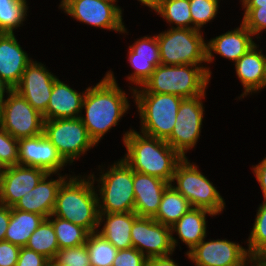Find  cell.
Returning <instances> with one entry per match:
<instances>
[{"label": "cell", "instance_id": "6da1fadb", "mask_svg": "<svg viewBox=\"0 0 266 266\" xmlns=\"http://www.w3.org/2000/svg\"><path fill=\"white\" fill-rule=\"evenodd\" d=\"M129 106L126 94L118 87L112 72H107L103 80L86 89L82 104L86 114L80 119L95 144L117 125Z\"/></svg>", "mask_w": 266, "mask_h": 266}, {"label": "cell", "instance_id": "7a4b0ae2", "mask_svg": "<svg viewBox=\"0 0 266 266\" xmlns=\"http://www.w3.org/2000/svg\"><path fill=\"white\" fill-rule=\"evenodd\" d=\"M127 154L123 160L134 170L172 183L177 164L183 157L165 140L127 131L123 137Z\"/></svg>", "mask_w": 266, "mask_h": 266}, {"label": "cell", "instance_id": "3957f363", "mask_svg": "<svg viewBox=\"0 0 266 266\" xmlns=\"http://www.w3.org/2000/svg\"><path fill=\"white\" fill-rule=\"evenodd\" d=\"M78 177L70 176L69 181L62 182L53 213L48 218L56 216L94 233L99 227L98 195L93 186L95 177L93 174L87 179Z\"/></svg>", "mask_w": 266, "mask_h": 266}, {"label": "cell", "instance_id": "277c9868", "mask_svg": "<svg viewBox=\"0 0 266 266\" xmlns=\"http://www.w3.org/2000/svg\"><path fill=\"white\" fill-rule=\"evenodd\" d=\"M211 77L209 68L192 64L158 65L143 87L133 93L174 94L182 98L205 95Z\"/></svg>", "mask_w": 266, "mask_h": 266}, {"label": "cell", "instance_id": "5b68a950", "mask_svg": "<svg viewBox=\"0 0 266 266\" xmlns=\"http://www.w3.org/2000/svg\"><path fill=\"white\" fill-rule=\"evenodd\" d=\"M141 118V132L147 136L166 140L174 128L181 101L174 94L133 93Z\"/></svg>", "mask_w": 266, "mask_h": 266}, {"label": "cell", "instance_id": "8992f818", "mask_svg": "<svg viewBox=\"0 0 266 266\" xmlns=\"http://www.w3.org/2000/svg\"><path fill=\"white\" fill-rule=\"evenodd\" d=\"M162 65H199L207 62L206 43L198 29L175 28L157 35Z\"/></svg>", "mask_w": 266, "mask_h": 266}, {"label": "cell", "instance_id": "52a82bcc", "mask_svg": "<svg viewBox=\"0 0 266 266\" xmlns=\"http://www.w3.org/2000/svg\"><path fill=\"white\" fill-rule=\"evenodd\" d=\"M97 181L102 184L98 190L100 194H97L100 195L99 213L134 212L133 169L123 159L102 173Z\"/></svg>", "mask_w": 266, "mask_h": 266}, {"label": "cell", "instance_id": "ba28073f", "mask_svg": "<svg viewBox=\"0 0 266 266\" xmlns=\"http://www.w3.org/2000/svg\"><path fill=\"white\" fill-rule=\"evenodd\" d=\"M195 164L183 158L176 166L172 182L173 186L191 204L192 208L209 210L214 215H219L225 208V203L214 185L205 177Z\"/></svg>", "mask_w": 266, "mask_h": 266}, {"label": "cell", "instance_id": "9c48e42d", "mask_svg": "<svg viewBox=\"0 0 266 266\" xmlns=\"http://www.w3.org/2000/svg\"><path fill=\"white\" fill-rule=\"evenodd\" d=\"M43 134L66 163H72L96 145L80 117L44 120Z\"/></svg>", "mask_w": 266, "mask_h": 266}, {"label": "cell", "instance_id": "30bf717a", "mask_svg": "<svg viewBox=\"0 0 266 266\" xmlns=\"http://www.w3.org/2000/svg\"><path fill=\"white\" fill-rule=\"evenodd\" d=\"M42 114L12 89L0 107V126L17 140L43 133Z\"/></svg>", "mask_w": 266, "mask_h": 266}, {"label": "cell", "instance_id": "8fae6325", "mask_svg": "<svg viewBox=\"0 0 266 266\" xmlns=\"http://www.w3.org/2000/svg\"><path fill=\"white\" fill-rule=\"evenodd\" d=\"M115 0H61L60 8L82 23L126 33L122 10Z\"/></svg>", "mask_w": 266, "mask_h": 266}, {"label": "cell", "instance_id": "7c38bea8", "mask_svg": "<svg viewBox=\"0 0 266 266\" xmlns=\"http://www.w3.org/2000/svg\"><path fill=\"white\" fill-rule=\"evenodd\" d=\"M133 247L147 259L172 255L177 245L171 227L157 222L154 218L138 216L131 229Z\"/></svg>", "mask_w": 266, "mask_h": 266}, {"label": "cell", "instance_id": "4fadbf2b", "mask_svg": "<svg viewBox=\"0 0 266 266\" xmlns=\"http://www.w3.org/2000/svg\"><path fill=\"white\" fill-rule=\"evenodd\" d=\"M205 95L184 98L178 109L175 126L171 135L165 140L183 158L185 151L193 148L200 136L203 121V103Z\"/></svg>", "mask_w": 266, "mask_h": 266}, {"label": "cell", "instance_id": "5bb4252c", "mask_svg": "<svg viewBox=\"0 0 266 266\" xmlns=\"http://www.w3.org/2000/svg\"><path fill=\"white\" fill-rule=\"evenodd\" d=\"M186 255L196 266H247L250 259L247 249L227 239H203Z\"/></svg>", "mask_w": 266, "mask_h": 266}, {"label": "cell", "instance_id": "9a60e30c", "mask_svg": "<svg viewBox=\"0 0 266 266\" xmlns=\"http://www.w3.org/2000/svg\"><path fill=\"white\" fill-rule=\"evenodd\" d=\"M43 65L31 61L23 72L19 84L14 88L42 115L47 110L53 84L57 78Z\"/></svg>", "mask_w": 266, "mask_h": 266}, {"label": "cell", "instance_id": "2e32d148", "mask_svg": "<svg viewBox=\"0 0 266 266\" xmlns=\"http://www.w3.org/2000/svg\"><path fill=\"white\" fill-rule=\"evenodd\" d=\"M48 174L45 170L23 165L2 168L0 171V203L13 207Z\"/></svg>", "mask_w": 266, "mask_h": 266}, {"label": "cell", "instance_id": "e0dca14e", "mask_svg": "<svg viewBox=\"0 0 266 266\" xmlns=\"http://www.w3.org/2000/svg\"><path fill=\"white\" fill-rule=\"evenodd\" d=\"M18 151L19 165L40 168L52 174L67 165L43 133L36 137L19 139Z\"/></svg>", "mask_w": 266, "mask_h": 266}, {"label": "cell", "instance_id": "ac0fdd59", "mask_svg": "<svg viewBox=\"0 0 266 266\" xmlns=\"http://www.w3.org/2000/svg\"><path fill=\"white\" fill-rule=\"evenodd\" d=\"M169 185L165 180L133 170L134 212L141 217L153 218Z\"/></svg>", "mask_w": 266, "mask_h": 266}, {"label": "cell", "instance_id": "d6986e66", "mask_svg": "<svg viewBox=\"0 0 266 266\" xmlns=\"http://www.w3.org/2000/svg\"><path fill=\"white\" fill-rule=\"evenodd\" d=\"M128 53L129 63L134 68V73L127 78L142 87L156 67L161 64L157 36L142 37L129 46Z\"/></svg>", "mask_w": 266, "mask_h": 266}, {"label": "cell", "instance_id": "ffe728a7", "mask_svg": "<svg viewBox=\"0 0 266 266\" xmlns=\"http://www.w3.org/2000/svg\"><path fill=\"white\" fill-rule=\"evenodd\" d=\"M32 61L17 42L14 33H0V77L14 89Z\"/></svg>", "mask_w": 266, "mask_h": 266}, {"label": "cell", "instance_id": "44dd1931", "mask_svg": "<svg viewBox=\"0 0 266 266\" xmlns=\"http://www.w3.org/2000/svg\"><path fill=\"white\" fill-rule=\"evenodd\" d=\"M50 175L52 173L46 174L35 188L20 198L13 208L42 215L45 219L51 216L58 189L67 177L60 175L57 180L47 181Z\"/></svg>", "mask_w": 266, "mask_h": 266}, {"label": "cell", "instance_id": "7402d4cb", "mask_svg": "<svg viewBox=\"0 0 266 266\" xmlns=\"http://www.w3.org/2000/svg\"><path fill=\"white\" fill-rule=\"evenodd\" d=\"M85 92L78 93L69 85L55 79L46 112L42 115L44 120L67 119L80 117Z\"/></svg>", "mask_w": 266, "mask_h": 266}, {"label": "cell", "instance_id": "603a6c76", "mask_svg": "<svg viewBox=\"0 0 266 266\" xmlns=\"http://www.w3.org/2000/svg\"><path fill=\"white\" fill-rule=\"evenodd\" d=\"M252 36L253 34L241 23L239 28L211 39L206 43L207 63L213 61L212 51L236 62L255 45Z\"/></svg>", "mask_w": 266, "mask_h": 266}, {"label": "cell", "instance_id": "cb8c5ba5", "mask_svg": "<svg viewBox=\"0 0 266 266\" xmlns=\"http://www.w3.org/2000/svg\"><path fill=\"white\" fill-rule=\"evenodd\" d=\"M257 48L255 44L235 62L236 74L244 86L240 97L266 87L264 54Z\"/></svg>", "mask_w": 266, "mask_h": 266}, {"label": "cell", "instance_id": "d4e9b609", "mask_svg": "<svg viewBox=\"0 0 266 266\" xmlns=\"http://www.w3.org/2000/svg\"><path fill=\"white\" fill-rule=\"evenodd\" d=\"M103 217L106 221L101 231L97 232L118 250L133 247L131 229L138 215L135 212L99 213V227L104 219Z\"/></svg>", "mask_w": 266, "mask_h": 266}, {"label": "cell", "instance_id": "484cf974", "mask_svg": "<svg viewBox=\"0 0 266 266\" xmlns=\"http://www.w3.org/2000/svg\"><path fill=\"white\" fill-rule=\"evenodd\" d=\"M206 214L214 216L212 212L202 208H191L175 224L171 232H176L190 252L206 237Z\"/></svg>", "mask_w": 266, "mask_h": 266}, {"label": "cell", "instance_id": "4316f807", "mask_svg": "<svg viewBox=\"0 0 266 266\" xmlns=\"http://www.w3.org/2000/svg\"><path fill=\"white\" fill-rule=\"evenodd\" d=\"M45 218L42 215L25 212L11 207V218L5 235V241L25 247L32 233Z\"/></svg>", "mask_w": 266, "mask_h": 266}, {"label": "cell", "instance_id": "83f0119b", "mask_svg": "<svg viewBox=\"0 0 266 266\" xmlns=\"http://www.w3.org/2000/svg\"><path fill=\"white\" fill-rule=\"evenodd\" d=\"M191 208L190 202L170 184L165 189L157 214L153 218L171 227Z\"/></svg>", "mask_w": 266, "mask_h": 266}, {"label": "cell", "instance_id": "f1b7e54d", "mask_svg": "<svg viewBox=\"0 0 266 266\" xmlns=\"http://www.w3.org/2000/svg\"><path fill=\"white\" fill-rule=\"evenodd\" d=\"M25 247L42 254L49 260L54 259L56 252L59 250V245L50 218L42 221L30 236Z\"/></svg>", "mask_w": 266, "mask_h": 266}, {"label": "cell", "instance_id": "f546056e", "mask_svg": "<svg viewBox=\"0 0 266 266\" xmlns=\"http://www.w3.org/2000/svg\"><path fill=\"white\" fill-rule=\"evenodd\" d=\"M50 221L56 234L59 249L75 247L86 243L90 233L85 228L56 216L55 219H50Z\"/></svg>", "mask_w": 266, "mask_h": 266}, {"label": "cell", "instance_id": "4dcf8cb0", "mask_svg": "<svg viewBox=\"0 0 266 266\" xmlns=\"http://www.w3.org/2000/svg\"><path fill=\"white\" fill-rule=\"evenodd\" d=\"M167 22L176 24V28L194 29L192 24L189 0H160L154 10Z\"/></svg>", "mask_w": 266, "mask_h": 266}, {"label": "cell", "instance_id": "1f68e13d", "mask_svg": "<svg viewBox=\"0 0 266 266\" xmlns=\"http://www.w3.org/2000/svg\"><path fill=\"white\" fill-rule=\"evenodd\" d=\"M91 266H112L118 249L98 232L90 233L86 241Z\"/></svg>", "mask_w": 266, "mask_h": 266}, {"label": "cell", "instance_id": "d6a6232c", "mask_svg": "<svg viewBox=\"0 0 266 266\" xmlns=\"http://www.w3.org/2000/svg\"><path fill=\"white\" fill-rule=\"evenodd\" d=\"M26 0H0V33L13 34L27 16Z\"/></svg>", "mask_w": 266, "mask_h": 266}, {"label": "cell", "instance_id": "836d02e7", "mask_svg": "<svg viewBox=\"0 0 266 266\" xmlns=\"http://www.w3.org/2000/svg\"><path fill=\"white\" fill-rule=\"evenodd\" d=\"M247 251L250 257H266V198L258 208Z\"/></svg>", "mask_w": 266, "mask_h": 266}, {"label": "cell", "instance_id": "e575fe53", "mask_svg": "<svg viewBox=\"0 0 266 266\" xmlns=\"http://www.w3.org/2000/svg\"><path fill=\"white\" fill-rule=\"evenodd\" d=\"M52 261L56 266H91L86 244L59 249Z\"/></svg>", "mask_w": 266, "mask_h": 266}, {"label": "cell", "instance_id": "d590c367", "mask_svg": "<svg viewBox=\"0 0 266 266\" xmlns=\"http://www.w3.org/2000/svg\"><path fill=\"white\" fill-rule=\"evenodd\" d=\"M219 0H189L192 24L194 29L200 28L213 20L218 12Z\"/></svg>", "mask_w": 266, "mask_h": 266}, {"label": "cell", "instance_id": "8d00e7d4", "mask_svg": "<svg viewBox=\"0 0 266 266\" xmlns=\"http://www.w3.org/2000/svg\"><path fill=\"white\" fill-rule=\"evenodd\" d=\"M19 165L18 140L0 126V168Z\"/></svg>", "mask_w": 266, "mask_h": 266}, {"label": "cell", "instance_id": "74e56055", "mask_svg": "<svg viewBox=\"0 0 266 266\" xmlns=\"http://www.w3.org/2000/svg\"><path fill=\"white\" fill-rule=\"evenodd\" d=\"M245 8L242 23L254 35L266 29V5Z\"/></svg>", "mask_w": 266, "mask_h": 266}, {"label": "cell", "instance_id": "f35d334b", "mask_svg": "<svg viewBox=\"0 0 266 266\" xmlns=\"http://www.w3.org/2000/svg\"><path fill=\"white\" fill-rule=\"evenodd\" d=\"M147 258L136 248L118 250L112 266H147Z\"/></svg>", "mask_w": 266, "mask_h": 266}, {"label": "cell", "instance_id": "ab89813d", "mask_svg": "<svg viewBox=\"0 0 266 266\" xmlns=\"http://www.w3.org/2000/svg\"><path fill=\"white\" fill-rule=\"evenodd\" d=\"M48 261L49 259L42 254L26 247H21L16 266H44Z\"/></svg>", "mask_w": 266, "mask_h": 266}, {"label": "cell", "instance_id": "60d3db41", "mask_svg": "<svg viewBox=\"0 0 266 266\" xmlns=\"http://www.w3.org/2000/svg\"><path fill=\"white\" fill-rule=\"evenodd\" d=\"M20 247L8 241H0V266H16Z\"/></svg>", "mask_w": 266, "mask_h": 266}, {"label": "cell", "instance_id": "b9f144b4", "mask_svg": "<svg viewBox=\"0 0 266 266\" xmlns=\"http://www.w3.org/2000/svg\"><path fill=\"white\" fill-rule=\"evenodd\" d=\"M11 218V207L0 203V241L5 240L6 231Z\"/></svg>", "mask_w": 266, "mask_h": 266}, {"label": "cell", "instance_id": "7bdbcfd3", "mask_svg": "<svg viewBox=\"0 0 266 266\" xmlns=\"http://www.w3.org/2000/svg\"><path fill=\"white\" fill-rule=\"evenodd\" d=\"M256 179L263 191L264 199L266 198V157L256 166L253 167Z\"/></svg>", "mask_w": 266, "mask_h": 266}, {"label": "cell", "instance_id": "ee69618b", "mask_svg": "<svg viewBox=\"0 0 266 266\" xmlns=\"http://www.w3.org/2000/svg\"><path fill=\"white\" fill-rule=\"evenodd\" d=\"M147 266H179L170 258V255L152 257L147 260Z\"/></svg>", "mask_w": 266, "mask_h": 266}, {"label": "cell", "instance_id": "f6af8a7d", "mask_svg": "<svg viewBox=\"0 0 266 266\" xmlns=\"http://www.w3.org/2000/svg\"><path fill=\"white\" fill-rule=\"evenodd\" d=\"M12 90V88L0 77V107L4 102V93L7 94Z\"/></svg>", "mask_w": 266, "mask_h": 266}, {"label": "cell", "instance_id": "bcb514c9", "mask_svg": "<svg viewBox=\"0 0 266 266\" xmlns=\"http://www.w3.org/2000/svg\"><path fill=\"white\" fill-rule=\"evenodd\" d=\"M243 7H260L266 5V0H242Z\"/></svg>", "mask_w": 266, "mask_h": 266}, {"label": "cell", "instance_id": "7dc6e473", "mask_svg": "<svg viewBox=\"0 0 266 266\" xmlns=\"http://www.w3.org/2000/svg\"><path fill=\"white\" fill-rule=\"evenodd\" d=\"M248 263H253L251 266H266V257H250Z\"/></svg>", "mask_w": 266, "mask_h": 266}, {"label": "cell", "instance_id": "c3c4849f", "mask_svg": "<svg viewBox=\"0 0 266 266\" xmlns=\"http://www.w3.org/2000/svg\"><path fill=\"white\" fill-rule=\"evenodd\" d=\"M139 1L144 5L150 7L152 10H155L160 2V0H139Z\"/></svg>", "mask_w": 266, "mask_h": 266}, {"label": "cell", "instance_id": "681fc988", "mask_svg": "<svg viewBox=\"0 0 266 266\" xmlns=\"http://www.w3.org/2000/svg\"><path fill=\"white\" fill-rule=\"evenodd\" d=\"M44 266H56V264L52 260H49Z\"/></svg>", "mask_w": 266, "mask_h": 266}, {"label": "cell", "instance_id": "f907efd6", "mask_svg": "<svg viewBox=\"0 0 266 266\" xmlns=\"http://www.w3.org/2000/svg\"><path fill=\"white\" fill-rule=\"evenodd\" d=\"M264 60H265V72H266V55L264 56Z\"/></svg>", "mask_w": 266, "mask_h": 266}]
</instances>
